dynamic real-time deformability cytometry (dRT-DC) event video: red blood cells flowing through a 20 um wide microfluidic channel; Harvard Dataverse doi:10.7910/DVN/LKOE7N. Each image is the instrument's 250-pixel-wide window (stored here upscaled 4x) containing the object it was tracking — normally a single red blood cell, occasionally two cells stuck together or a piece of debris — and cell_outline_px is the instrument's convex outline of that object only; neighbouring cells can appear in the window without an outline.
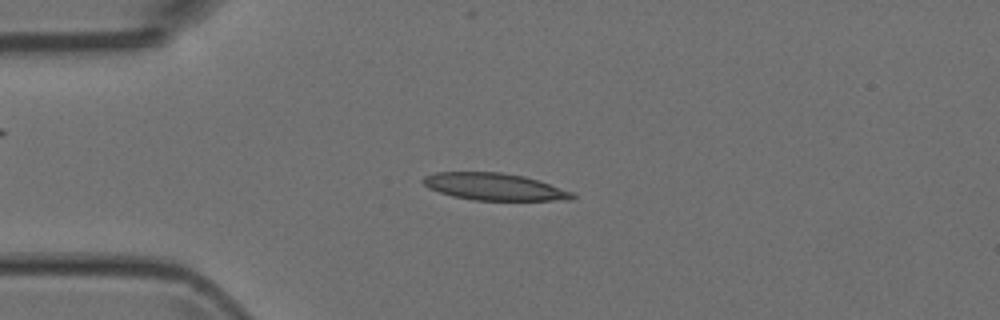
{"species": "Egyptian fruit bat (a non-hibernating species)", "species_latin": "Rousettus aegyptiacus", "temperature_condition": "room temperature", "stored_images_in_passage": 50, "camera_frame_rate_fps": 3000, "um_per_image_px": 0.085, "animal": {"sex": "female"}, "frame": {"image": 1, "passage_image": 11, "time_ms": 3.333, "image_size_px": [1000, 320], "cell_outline_px": [[576, 196], [572, 200], [472, 200], [452, 196], [428, 188], [420, 180], [424, 176], [436, 172], [500, 172], [524, 176], [572, 192]], "centroid_in_image_um": [41.96, 15.87], "position_along_channel_um": 43.0, "area_um2": 23.41}}
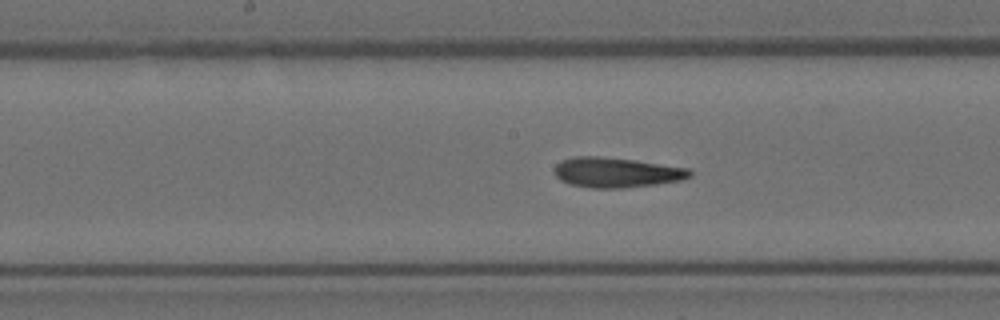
{"frame": {"image": 2, "passage_image": 24, "time_ms": 7.667, "image_size_px": [1000, 320], "cell_outline_px": [[692, 176], [680, 180], [656, 184], [624, 188], [592, 188], [568, 184], [560, 180], [556, 176], [556, 164], [560, 160], [572, 156], [600, 156], [632, 160], [688, 168], [692, 172]], "centroid_in_image_um": [52.36, 14.66], "position_along_channel_um": 195.8, "area_um2": 23.64}}
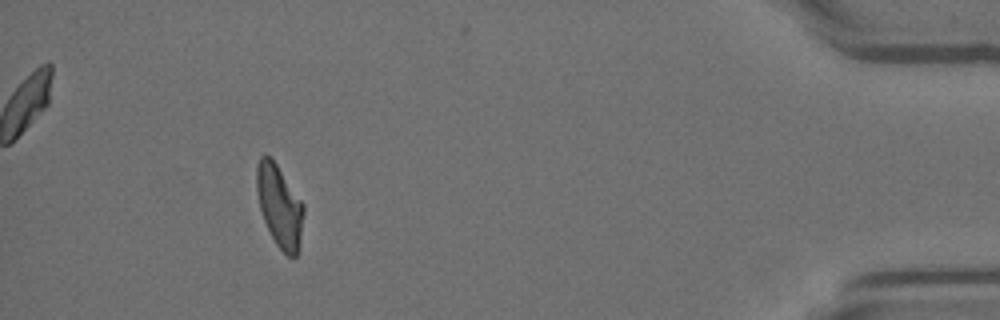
{"frame": {"image": 3, "passage_image": 45, "time_ms": 14.667, "image_size_px": [1000, 320], "cell_outline_px": [[304, 212], [296, 256], [292, 260], [276, 244], [264, 220], [260, 208], [256, 192], [256, 164], [260, 156], [268, 156], [276, 164], [304, 204]], "centroid_in_image_um": [23.74, 17.5], "position_along_channel_um": 411.5, "area_um2": 22.08}}